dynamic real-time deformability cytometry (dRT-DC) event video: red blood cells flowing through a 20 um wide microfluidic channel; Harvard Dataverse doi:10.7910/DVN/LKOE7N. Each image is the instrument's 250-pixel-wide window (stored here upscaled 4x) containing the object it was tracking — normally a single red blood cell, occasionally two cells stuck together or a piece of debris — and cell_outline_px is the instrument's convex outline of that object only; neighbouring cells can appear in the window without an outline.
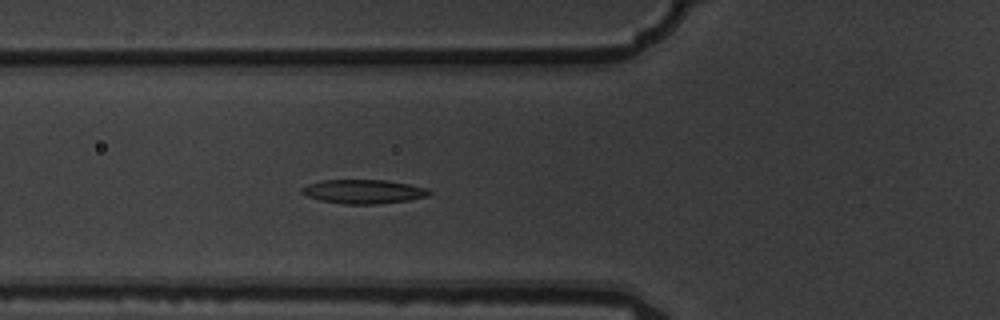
{"species": "common noctule bat (a hibernating species)", "species_latin": "Nyctalus noctula", "temperature_condition": "warm", "stored_images_in_passage": 6, "camera_frame_rate_fps": 3000, "um_per_image_px": 0.085, "animal": {"sex": "male", "body_mass_g": 19.5, "forearm_length_mm": 54.6}, "frame": {"image": 1, "passage_image": 6, "time_ms": 1.667, "image_size_px": [1000, 320], "cell_outline_px": [[432, 192], [428, 196], [408, 200], [380, 204], [344, 204], [320, 200], [308, 196], [300, 192], [300, 188], [308, 184], [324, 180], [388, 180], [428, 188]], "centroid_in_image_um": [30.91, 16.28], "position_along_channel_um": 94.9, "area_um2": 17.86}}